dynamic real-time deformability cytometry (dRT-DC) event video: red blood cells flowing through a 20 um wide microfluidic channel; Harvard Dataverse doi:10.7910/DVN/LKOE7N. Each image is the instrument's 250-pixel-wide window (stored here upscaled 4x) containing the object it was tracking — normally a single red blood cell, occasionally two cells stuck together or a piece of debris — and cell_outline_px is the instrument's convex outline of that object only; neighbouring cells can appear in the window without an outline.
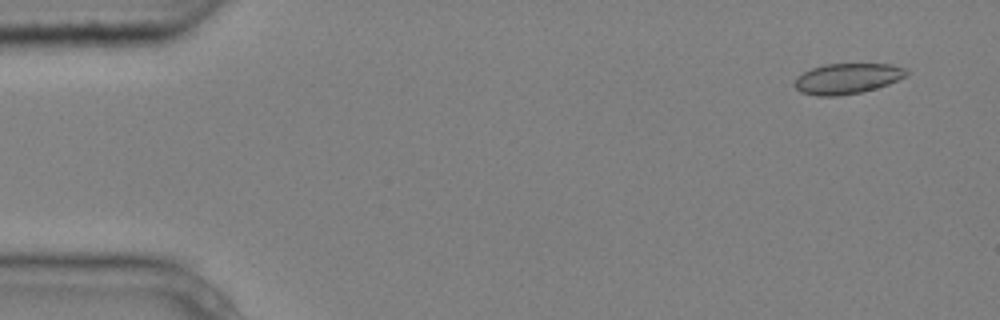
{"species": "common noctule bat (a hibernating species)", "species_latin": "Nyctalus noctula", "temperature_condition": "cold", "stored_images_in_passage": 5, "camera_frame_rate_fps": 3000, "um_per_image_px": 0.085, "animal": {"sex": "male", "body_mass_g": 20.4}, "frame": {"image": 1, "passage_image": 2, "time_ms": 0.333, "image_size_px": [1000, 320], "cell_outline_px": [[908, 72], [904, 76], [888, 84], [876, 88], [860, 92], [836, 96], [816, 96], [800, 92], [792, 84], [796, 76], [812, 68], [824, 64], [892, 64], [908, 68]], "centroid_in_image_um": [71.97, 6.67], "position_along_channel_um": 13.0, "area_um2": 19.94}}
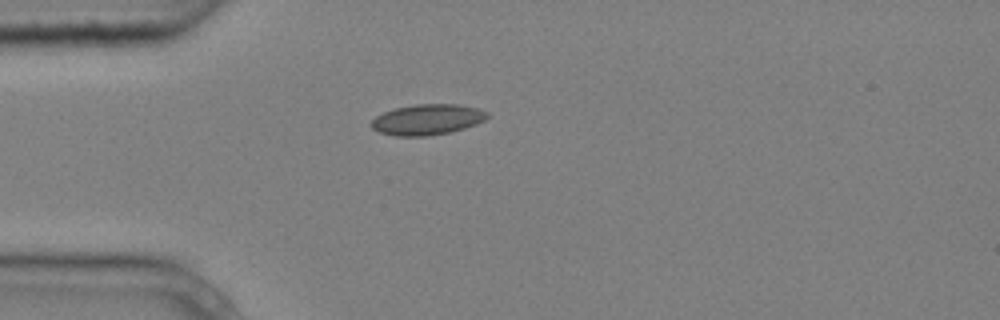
{"frame": {"image": 2, "passage_image": 5, "time_ms": 1.333, "image_size_px": [1000, 320], "cell_outline_px": [[488, 116], [484, 120], [476, 124], [464, 128], [448, 132], [428, 136], [396, 136], [380, 132], [372, 128], [372, 120], [376, 116], [384, 112], [396, 108], [416, 104], [456, 104], [480, 108], [488, 112]], "centroid_in_image_um": [36.34, 10.15], "position_along_channel_um": 48.7, "area_um2": 20.58}}